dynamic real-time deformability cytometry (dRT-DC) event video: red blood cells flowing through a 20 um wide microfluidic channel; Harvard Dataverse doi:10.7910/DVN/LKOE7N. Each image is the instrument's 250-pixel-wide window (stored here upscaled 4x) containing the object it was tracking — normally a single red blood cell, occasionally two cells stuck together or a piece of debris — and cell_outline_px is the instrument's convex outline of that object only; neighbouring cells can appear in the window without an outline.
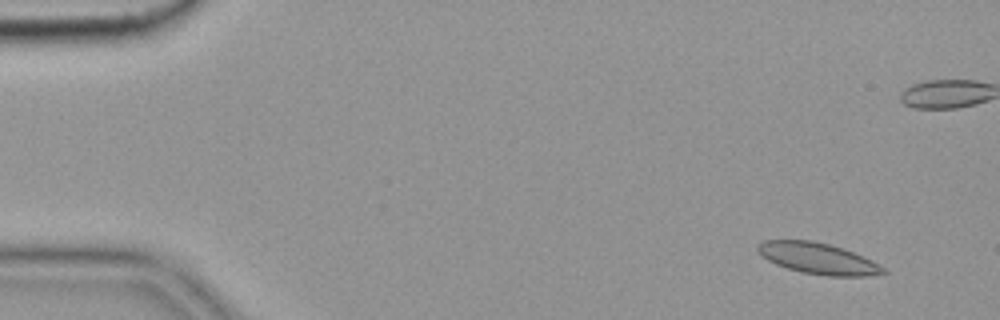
{"species": "common noctule bat (a hibernating species)", "species_latin": "Nyctalus noctula", "temperature_condition": "cold", "stored_images_in_passage": 5, "camera_frame_rate_fps": 3000, "um_per_image_px": 0.085, "animal": {"sex": "female", "body_mass_g": 19.9}, "frame": {"image": 1, "passage_image": 2, "time_ms": 0.333, "image_size_px": [1000, 320], "cell_outline_px": [[888, 272], [868, 276], [828, 276], [800, 272], [776, 264], [768, 260], [756, 252], [756, 244], [764, 240], [812, 240], [844, 248], [884, 268]], "centroid_in_image_um": [69.44, 21.96], "position_along_channel_um": 15.6, "area_um2": 22.6}}